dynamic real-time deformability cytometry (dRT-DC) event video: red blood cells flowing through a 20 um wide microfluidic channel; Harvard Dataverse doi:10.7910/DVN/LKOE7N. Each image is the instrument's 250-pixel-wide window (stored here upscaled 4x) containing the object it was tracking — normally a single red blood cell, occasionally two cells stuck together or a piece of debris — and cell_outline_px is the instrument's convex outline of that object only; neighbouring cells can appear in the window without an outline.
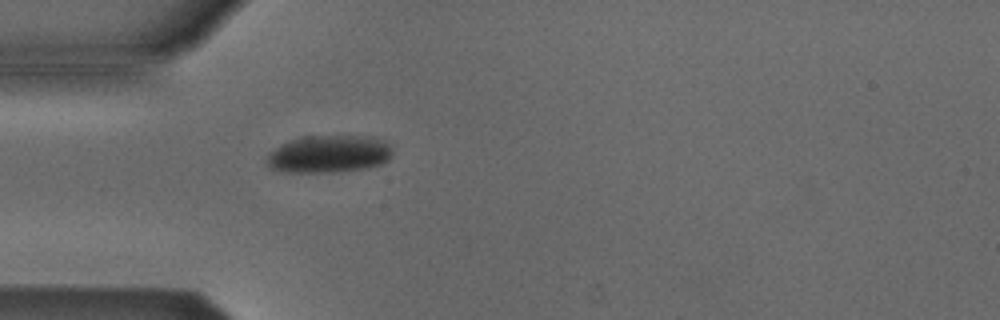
{"species": "Egyptian fruit bat (a non-hibernating species)", "species_latin": "Rousettus aegyptiacus", "temperature_condition": "cold", "stored_images_in_passage": 1, "camera_frame_rate_fps": 3000, "um_per_image_px": 0.085, "animal": {"sex": "male"}, "frame": {"image": 1, "passage_image": 1, "time_ms": 0.0, "image_size_px": [1000, 320], "cell_outline_px": [[392, 152], [388, 160], [380, 164], [364, 168], [336, 172], [288, 172], [268, 168], [268, 152], [280, 144], [304, 136], [372, 136], [384, 140], [392, 148]], "centroid_in_image_um": [27.96, 13.08], "position_along_channel_um": 57.0, "area_um2": 27.46}}